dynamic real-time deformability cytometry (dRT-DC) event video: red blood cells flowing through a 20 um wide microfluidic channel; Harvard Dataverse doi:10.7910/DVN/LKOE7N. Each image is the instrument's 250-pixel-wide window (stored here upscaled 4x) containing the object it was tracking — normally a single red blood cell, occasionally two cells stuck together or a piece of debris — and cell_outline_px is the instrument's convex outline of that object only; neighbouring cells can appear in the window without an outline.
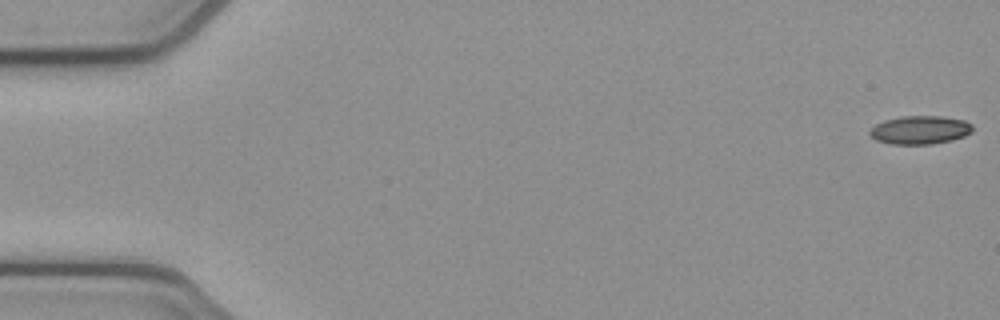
{"species": "common noctule bat (a hibernating species)", "species_latin": "Nyctalus noctula", "temperature_condition": "cold", "stored_images_in_passage": 53, "camera_frame_rate_fps": 3000, "um_per_image_px": 0.085, "animal": {"sex": "female", "body_mass_g": 21.9}, "frame": {"image": 1, "passage_image": 1, "time_ms": 0.0, "image_size_px": [1000, 320], "cell_outline_px": [[972, 132], [964, 136], [952, 140], [932, 144], [892, 144], [876, 140], [868, 132], [876, 124], [884, 120], [900, 116], [940, 116], [964, 120], [972, 124]], "centroid_in_image_um": [78.21, 11.04], "position_along_channel_um": 6.8, "area_um2": 16.99}}
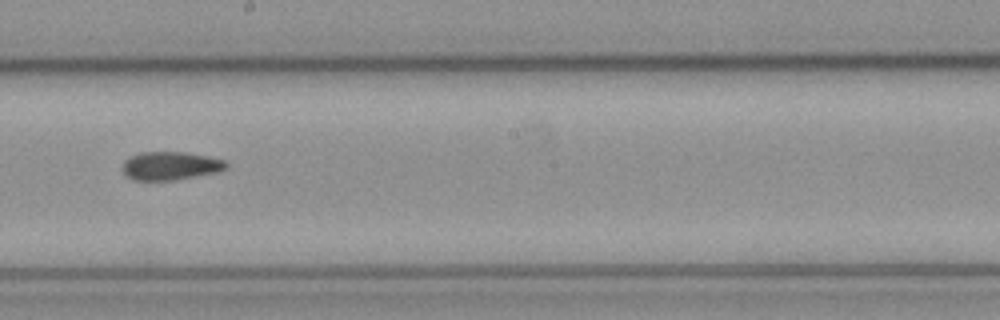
{"frame": {"image": 2, "passage_image": 30, "time_ms": 9.667, "image_size_px": [1000, 320], "cell_outline_px": [[228, 168], [220, 172], [176, 180], [132, 180], [124, 176], [124, 160], [140, 152], [184, 152], [208, 156], [224, 160], [228, 164]], "centroid_in_image_um": [14.52, 14.1], "position_along_channel_um": 233.7, "area_um2": 17.28}}
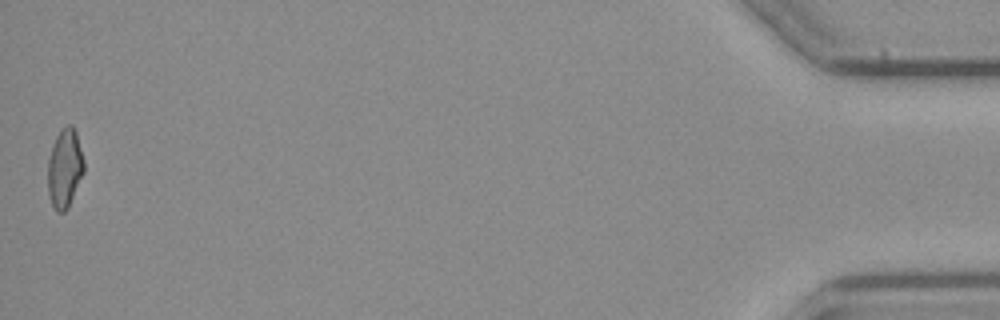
{"frame": {"image": 3, "passage_image": 53, "time_ms": 17.333, "image_size_px": [1000, 320], "cell_outline_px": [[84, 172], [68, 208], [64, 212], [56, 212], [52, 208], [48, 196], [48, 160], [56, 136], [60, 128], [68, 124], [72, 124], [76, 132], [84, 160]], "centroid_in_image_um": [5.49, 14.32], "position_along_channel_um": 429.7, "area_um2": 16.82}, "authors_computed_cell_mechanics": {"area_um2": 17.2244, "velocity_mm_per_s": 3.8701, "shape_relaxation_time_tau1_ms": null, "shape_relaxation_time_tau2_ms": 4.6618, "deformation_change_tau1": null, "deformation_change_tau2": 0.1177}}